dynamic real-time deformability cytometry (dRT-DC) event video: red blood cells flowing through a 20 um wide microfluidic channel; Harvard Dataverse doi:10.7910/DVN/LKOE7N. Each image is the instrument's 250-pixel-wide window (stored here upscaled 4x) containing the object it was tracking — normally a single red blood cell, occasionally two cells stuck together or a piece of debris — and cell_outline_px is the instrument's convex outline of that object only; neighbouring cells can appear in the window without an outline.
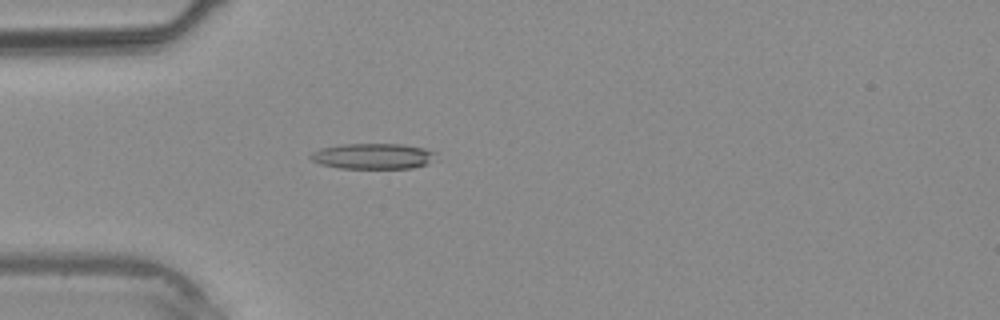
{"species": "common noctule bat (a hibernating species)", "species_latin": "Nyctalus noctula", "temperature_condition": "warm", "stored_images_in_passage": 5, "camera_frame_rate_fps": 3000, "um_per_image_px": 0.085, "animal": {"sex": "male", "body_mass_g": 20.4}, "frame": {"image": 1, "passage_image": 5, "time_ms": 4.333, "image_size_px": [1000, 320], "cell_outline_px": [[440, 160], [428, 164], [412, 168], [340, 168], [320, 164], [312, 160], [308, 156], [312, 152], [320, 148], [344, 144], [404, 144], [424, 148], [436, 152]], "centroid_in_image_um": [31.79, 13.27], "position_along_channel_um": 53.2, "area_um2": 19.07}}